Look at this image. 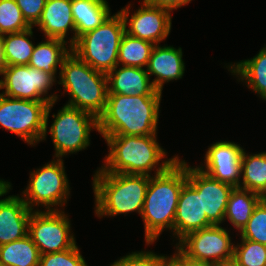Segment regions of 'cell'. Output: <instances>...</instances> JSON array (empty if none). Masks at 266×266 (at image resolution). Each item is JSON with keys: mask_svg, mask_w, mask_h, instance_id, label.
Returning <instances> with one entry per match:
<instances>
[{"mask_svg": "<svg viewBox=\"0 0 266 266\" xmlns=\"http://www.w3.org/2000/svg\"><path fill=\"white\" fill-rule=\"evenodd\" d=\"M66 43L68 41L47 38L35 46L28 65L55 77L58 65L61 71L63 60L71 53V47L66 48Z\"/></svg>", "mask_w": 266, "mask_h": 266, "instance_id": "22", "label": "cell"}, {"mask_svg": "<svg viewBox=\"0 0 266 266\" xmlns=\"http://www.w3.org/2000/svg\"><path fill=\"white\" fill-rule=\"evenodd\" d=\"M149 181L148 175L110 173L100 168L92 185L95 214L102 218L137 211L141 215Z\"/></svg>", "mask_w": 266, "mask_h": 266, "instance_id": "4", "label": "cell"}, {"mask_svg": "<svg viewBox=\"0 0 266 266\" xmlns=\"http://www.w3.org/2000/svg\"><path fill=\"white\" fill-rule=\"evenodd\" d=\"M51 124L49 133L52 137L55 157L62 158L67 154L77 153L90 145V131H98V118L78 108L64 105Z\"/></svg>", "mask_w": 266, "mask_h": 266, "instance_id": "8", "label": "cell"}, {"mask_svg": "<svg viewBox=\"0 0 266 266\" xmlns=\"http://www.w3.org/2000/svg\"><path fill=\"white\" fill-rule=\"evenodd\" d=\"M186 182L187 163L179 158L165 172L150 176L141 213L146 245L157 240L167 228L174 234L178 198Z\"/></svg>", "mask_w": 266, "mask_h": 266, "instance_id": "1", "label": "cell"}, {"mask_svg": "<svg viewBox=\"0 0 266 266\" xmlns=\"http://www.w3.org/2000/svg\"><path fill=\"white\" fill-rule=\"evenodd\" d=\"M117 67L118 65L107 73L108 94L162 96V92L150 82L149 74L144 68Z\"/></svg>", "mask_w": 266, "mask_h": 266, "instance_id": "18", "label": "cell"}, {"mask_svg": "<svg viewBox=\"0 0 266 266\" xmlns=\"http://www.w3.org/2000/svg\"><path fill=\"white\" fill-rule=\"evenodd\" d=\"M214 266H236L233 262H229V263H223V264H214Z\"/></svg>", "mask_w": 266, "mask_h": 266, "instance_id": "40", "label": "cell"}, {"mask_svg": "<svg viewBox=\"0 0 266 266\" xmlns=\"http://www.w3.org/2000/svg\"><path fill=\"white\" fill-rule=\"evenodd\" d=\"M167 256L156 255L154 252H132L119 260L115 261L111 266H162Z\"/></svg>", "mask_w": 266, "mask_h": 266, "instance_id": "33", "label": "cell"}, {"mask_svg": "<svg viewBox=\"0 0 266 266\" xmlns=\"http://www.w3.org/2000/svg\"><path fill=\"white\" fill-rule=\"evenodd\" d=\"M36 26L44 32L46 38L65 40L69 29L74 31L70 39L71 47L76 42V26L72 16L71 0H46L41 18Z\"/></svg>", "mask_w": 266, "mask_h": 266, "instance_id": "20", "label": "cell"}, {"mask_svg": "<svg viewBox=\"0 0 266 266\" xmlns=\"http://www.w3.org/2000/svg\"><path fill=\"white\" fill-rule=\"evenodd\" d=\"M58 84L70 95L67 106L84 110L96 116L103 113L108 96L107 74L93 69L74 53L64 60Z\"/></svg>", "mask_w": 266, "mask_h": 266, "instance_id": "5", "label": "cell"}, {"mask_svg": "<svg viewBox=\"0 0 266 266\" xmlns=\"http://www.w3.org/2000/svg\"><path fill=\"white\" fill-rule=\"evenodd\" d=\"M71 7L76 40L80 35L97 28L111 15L106 0H71Z\"/></svg>", "mask_w": 266, "mask_h": 266, "instance_id": "21", "label": "cell"}, {"mask_svg": "<svg viewBox=\"0 0 266 266\" xmlns=\"http://www.w3.org/2000/svg\"><path fill=\"white\" fill-rule=\"evenodd\" d=\"M229 71L245 80L248 88L266 100V47H263L253 58L230 64Z\"/></svg>", "mask_w": 266, "mask_h": 266, "instance_id": "23", "label": "cell"}, {"mask_svg": "<svg viewBox=\"0 0 266 266\" xmlns=\"http://www.w3.org/2000/svg\"><path fill=\"white\" fill-rule=\"evenodd\" d=\"M33 27L27 30L2 35V50L5 66L28 65L35 45L29 40Z\"/></svg>", "mask_w": 266, "mask_h": 266, "instance_id": "27", "label": "cell"}, {"mask_svg": "<svg viewBox=\"0 0 266 266\" xmlns=\"http://www.w3.org/2000/svg\"><path fill=\"white\" fill-rule=\"evenodd\" d=\"M104 139L109 146L105 165L101 167L105 172L151 176L150 172L159 166L155 169V175H158L179 158L174 156L159 164L167 154L157 142L156 135H107Z\"/></svg>", "mask_w": 266, "mask_h": 266, "instance_id": "3", "label": "cell"}, {"mask_svg": "<svg viewBox=\"0 0 266 266\" xmlns=\"http://www.w3.org/2000/svg\"><path fill=\"white\" fill-rule=\"evenodd\" d=\"M75 244L72 248L40 256L39 266H88Z\"/></svg>", "mask_w": 266, "mask_h": 266, "instance_id": "32", "label": "cell"}, {"mask_svg": "<svg viewBox=\"0 0 266 266\" xmlns=\"http://www.w3.org/2000/svg\"><path fill=\"white\" fill-rule=\"evenodd\" d=\"M0 75L1 94L4 96L32 101L56 102V94L45 96L56 82V77L29 65L5 66ZM45 97H43V96Z\"/></svg>", "mask_w": 266, "mask_h": 266, "instance_id": "12", "label": "cell"}, {"mask_svg": "<svg viewBox=\"0 0 266 266\" xmlns=\"http://www.w3.org/2000/svg\"><path fill=\"white\" fill-rule=\"evenodd\" d=\"M162 266H181V253L177 251L170 258L168 257L162 264Z\"/></svg>", "mask_w": 266, "mask_h": 266, "instance_id": "36", "label": "cell"}, {"mask_svg": "<svg viewBox=\"0 0 266 266\" xmlns=\"http://www.w3.org/2000/svg\"><path fill=\"white\" fill-rule=\"evenodd\" d=\"M187 181L202 194V211L213 225L224 222V215L233 186L218 181L199 169L187 165Z\"/></svg>", "mask_w": 266, "mask_h": 266, "instance_id": "14", "label": "cell"}, {"mask_svg": "<svg viewBox=\"0 0 266 266\" xmlns=\"http://www.w3.org/2000/svg\"><path fill=\"white\" fill-rule=\"evenodd\" d=\"M29 178L28 187L22 193L23 201L32 211L36 205L45 206L47 211H58L52 206L62 207L67 202L70 188L63 159L52 160L31 172Z\"/></svg>", "mask_w": 266, "mask_h": 266, "instance_id": "9", "label": "cell"}, {"mask_svg": "<svg viewBox=\"0 0 266 266\" xmlns=\"http://www.w3.org/2000/svg\"><path fill=\"white\" fill-rule=\"evenodd\" d=\"M243 150L234 142H216L208 148L205 154L204 165L206 168L201 166L199 169L218 181L239 187Z\"/></svg>", "mask_w": 266, "mask_h": 266, "instance_id": "15", "label": "cell"}, {"mask_svg": "<svg viewBox=\"0 0 266 266\" xmlns=\"http://www.w3.org/2000/svg\"><path fill=\"white\" fill-rule=\"evenodd\" d=\"M234 245L233 263L236 266H266V245L241 239Z\"/></svg>", "mask_w": 266, "mask_h": 266, "instance_id": "29", "label": "cell"}, {"mask_svg": "<svg viewBox=\"0 0 266 266\" xmlns=\"http://www.w3.org/2000/svg\"><path fill=\"white\" fill-rule=\"evenodd\" d=\"M162 96L108 94L98 117V132L107 135H157Z\"/></svg>", "mask_w": 266, "mask_h": 266, "instance_id": "2", "label": "cell"}, {"mask_svg": "<svg viewBox=\"0 0 266 266\" xmlns=\"http://www.w3.org/2000/svg\"><path fill=\"white\" fill-rule=\"evenodd\" d=\"M177 250L191 261L215 265L232 262L234 256L229 231L220 225L188 233L176 245Z\"/></svg>", "mask_w": 266, "mask_h": 266, "instance_id": "10", "label": "cell"}, {"mask_svg": "<svg viewBox=\"0 0 266 266\" xmlns=\"http://www.w3.org/2000/svg\"><path fill=\"white\" fill-rule=\"evenodd\" d=\"M181 266H214V264L191 261L181 254Z\"/></svg>", "mask_w": 266, "mask_h": 266, "instance_id": "37", "label": "cell"}, {"mask_svg": "<svg viewBox=\"0 0 266 266\" xmlns=\"http://www.w3.org/2000/svg\"><path fill=\"white\" fill-rule=\"evenodd\" d=\"M30 27L15 0H0L1 35L21 32Z\"/></svg>", "mask_w": 266, "mask_h": 266, "instance_id": "30", "label": "cell"}, {"mask_svg": "<svg viewBox=\"0 0 266 266\" xmlns=\"http://www.w3.org/2000/svg\"><path fill=\"white\" fill-rule=\"evenodd\" d=\"M149 4H152L154 6H158L161 8L168 9L169 11H172L174 9H177L179 7L185 6L186 4H189L192 0H146Z\"/></svg>", "mask_w": 266, "mask_h": 266, "instance_id": "35", "label": "cell"}, {"mask_svg": "<svg viewBox=\"0 0 266 266\" xmlns=\"http://www.w3.org/2000/svg\"><path fill=\"white\" fill-rule=\"evenodd\" d=\"M262 199L263 197L257 193L234 187L229 196L224 221L228 219L241 232Z\"/></svg>", "mask_w": 266, "mask_h": 266, "instance_id": "24", "label": "cell"}, {"mask_svg": "<svg viewBox=\"0 0 266 266\" xmlns=\"http://www.w3.org/2000/svg\"><path fill=\"white\" fill-rule=\"evenodd\" d=\"M182 55L181 47L154 46L146 71L149 77L156 76L151 82L158 91L162 92L164 83L182 78L185 71Z\"/></svg>", "mask_w": 266, "mask_h": 266, "instance_id": "19", "label": "cell"}, {"mask_svg": "<svg viewBox=\"0 0 266 266\" xmlns=\"http://www.w3.org/2000/svg\"><path fill=\"white\" fill-rule=\"evenodd\" d=\"M155 44L133 37L128 33L122 36L118 50V66L143 68L147 66Z\"/></svg>", "mask_w": 266, "mask_h": 266, "instance_id": "28", "label": "cell"}, {"mask_svg": "<svg viewBox=\"0 0 266 266\" xmlns=\"http://www.w3.org/2000/svg\"><path fill=\"white\" fill-rule=\"evenodd\" d=\"M70 225L64 211L34 210L28 224V235L41 255L62 252L76 244L74 234H70Z\"/></svg>", "mask_w": 266, "mask_h": 266, "instance_id": "11", "label": "cell"}, {"mask_svg": "<svg viewBox=\"0 0 266 266\" xmlns=\"http://www.w3.org/2000/svg\"><path fill=\"white\" fill-rule=\"evenodd\" d=\"M240 235L241 239L266 245V198L258 203Z\"/></svg>", "mask_w": 266, "mask_h": 266, "instance_id": "31", "label": "cell"}, {"mask_svg": "<svg viewBox=\"0 0 266 266\" xmlns=\"http://www.w3.org/2000/svg\"><path fill=\"white\" fill-rule=\"evenodd\" d=\"M213 224L202 211V194L187 181L180 192L174 220V236L179 241L188 233Z\"/></svg>", "mask_w": 266, "mask_h": 266, "instance_id": "16", "label": "cell"}, {"mask_svg": "<svg viewBox=\"0 0 266 266\" xmlns=\"http://www.w3.org/2000/svg\"><path fill=\"white\" fill-rule=\"evenodd\" d=\"M40 256L29 235L0 245V266H39Z\"/></svg>", "mask_w": 266, "mask_h": 266, "instance_id": "26", "label": "cell"}, {"mask_svg": "<svg viewBox=\"0 0 266 266\" xmlns=\"http://www.w3.org/2000/svg\"><path fill=\"white\" fill-rule=\"evenodd\" d=\"M129 8L130 6L127 5L119 11L126 25V33L155 45L168 37L171 30V11L149 4L146 0H143L142 7L131 16H129Z\"/></svg>", "mask_w": 266, "mask_h": 266, "instance_id": "13", "label": "cell"}, {"mask_svg": "<svg viewBox=\"0 0 266 266\" xmlns=\"http://www.w3.org/2000/svg\"><path fill=\"white\" fill-rule=\"evenodd\" d=\"M4 67H5V62H4L3 50H2V35L0 34V74Z\"/></svg>", "mask_w": 266, "mask_h": 266, "instance_id": "39", "label": "cell"}, {"mask_svg": "<svg viewBox=\"0 0 266 266\" xmlns=\"http://www.w3.org/2000/svg\"><path fill=\"white\" fill-rule=\"evenodd\" d=\"M26 22L35 26L41 18L46 0H15Z\"/></svg>", "mask_w": 266, "mask_h": 266, "instance_id": "34", "label": "cell"}, {"mask_svg": "<svg viewBox=\"0 0 266 266\" xmlns=\"http://www.w3.org/2000/svg\"><path fill=\"white\" fill-rule=\"evenodd\" d=\"M11 184L10 182H6L0 179V197L4 196L6 193H8L9 190H11ZM2 199H0L1 201Z\"/></svg>", "mask_w": 266, "mask_h": 266, "instance_id": "38", "label": "cell"}, {"mask_svg": "<svg viewBox=\"0 0 266 266\" xmlns=\"http://www.w3.org/2000/svg\"><path fill=\"white\" fill-rule=\"evenodd\" d=\"M126 25L120 12L94 30L80 35L71 52L93 69L108 73L118 65V50Z\"/></svg>", "mask_w": 266, "mask_h": 266, "instance_id": "6", "label": "cell"}, {"mask_svg": "<svg viewBox=\"0 0 266 266\" xmlns=\"http://www.w3.org/2000/svg\"><path fill=\"white\" fill-rule=\"evenodd\" d=\"M55 102L32 101L0 93V126L29 145L46 139L48 117Z\"/></svg>", "mask_w": 266, "mask_h": 266, "instance_id": "7", "label": "cell"}, {"mask_svg": "<svg viewBox=\"0 0 266 266\" xmlns=\"http://www.w3.org/2000/svg\"><path fill=\"white\" fill-rule=\"evenodd\" d=\"M241 176L240 188L247 189L266 198V152L248 155L243 150Z\"/></svg>", "mask_w": 266, "mask_h": 266, "instance_id": "25", "label": "cell"}, {"mask_svg": "<svg viewBox=\"0 0 266 266\" xmlns=\"http://www.w3.org/2000/svg\"><path fill=\"white\" fill-rule=\"evenodd\" d=\"M31 213L23 196L12 195L0 201V245L28 235Z\"/></svg>", "mask_w": 266, "mask_h": 266, "instance_id": "17", "label": "cell"}]
</instances>
